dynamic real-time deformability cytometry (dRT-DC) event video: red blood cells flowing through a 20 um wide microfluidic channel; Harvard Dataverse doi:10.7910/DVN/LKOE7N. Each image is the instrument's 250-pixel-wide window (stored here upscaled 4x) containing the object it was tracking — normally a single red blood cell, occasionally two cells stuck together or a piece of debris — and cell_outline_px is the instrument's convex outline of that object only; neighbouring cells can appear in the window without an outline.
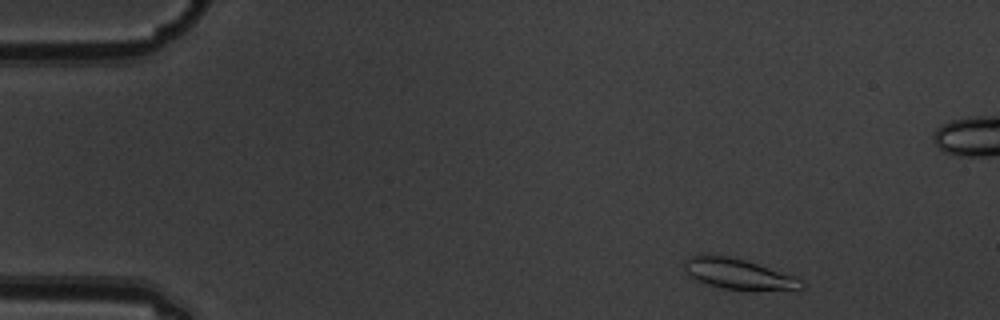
{"species": "common noctule bat (a hibernating species)", "species_latin": "Nyctalus noctula", "temperature_condition": "warm", "stored_images_in_passage": 4, "camera_frame_rate_fps": 3000, "um_per_image_px": 0.085, "animal": {"sex": "male", "body_mass_g": 19.5, "forearm_length_mm": 54.6}, "frame": {"image": 1, "passage_image": 1, "time_ms": 0.0, "image_size_px": [1000, 320], "cell_outline_px": [[804, 288], [724, 288], [708, 284], [696, 280], [684, 272], [684, 260], [688, 256], [700, 252], [732, 256], [796, 276], [804, 284]], "centroid_in_image_um": [62.6, 23.2], "position_along_channel_um": 22.4, "area_um2": 20.52}}